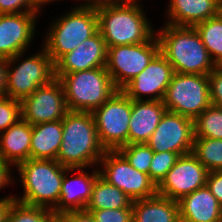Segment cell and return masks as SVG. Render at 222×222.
Returning a JSON list of instances; mask_svg holds the SVG:
<instances>
[{
    "label": "cell",
    "mask_w": 222,
    "mask_h": 222,
    "mask_svg": "<svg viewBox=\"0 0 222 222\" xmlns=\"http://www.w3.org/2000/svg\"><path fill=\"white\" fill-rule=\"evenodd\" d=\"M62 142L57 162L67 168L97 166L105 153L92 112L68 111L62 119Z\"/></svg>",
    "instance_id": "obj_1"
},
{
    "label": "cell",
    "mask_w": 222,
    "mask_h": 222,
    "mask_svg": "<svg viewBox=\"0 0 222 222\" xmlns=\"http://www.w3.org/2000/svg\"><path fill=\"white\" fill-rule=\"evenodd\" d=\"M162 28L156 32L160 53L174 72L208 75L217 67L194 27L165 23Z\"/></svg>",
    "instance_id": "obj_2"
},
{
    "label": "cell",
    "mask_w": 222,
    "mask_h": 222,
    "mask_svg": "<svg viewBox=\"0 0 222 222\" xmlns=\"http://www.w3.org/2000/svg\"><path fill=\"white\" fill-rule=\"evenodd\" d=\"M139 2L115 1L96 8L98 31L107 47L141 44L156 33Z\"/></svg>",
    "instance_id": "obj_3"
},
{
    "label": "cell",
    "mask_w": 222,
    "mask_h": 222,
    "mask_svg": "<svg viewBox=\"0 0 222 222\" xmlns=\"http://www.w3.org/2000/svg\"><path fill=\"white\" fill-rule=\"evenodd\" d=\"M24 188L14 199L31 206L54 209L59 202L62 180L67 167L56 160L28 159L16 165Z\"/></svg>",
    "instance_id": "obj_4"
},
{
    "label": "cell",
    "mask_w": 222,
    "mask_h": 222,
    "mask_svg": "<svg viewBox=\"0 0 222 222\" xmlns=\"http://www.w3.org/2000/svg\"><path fill=\"white\" fill-rule=\"evenodd\" d=\"M64 89L68 111L93 112L118 89L106 67L55 75Z\"/></svg>",
    "instance_id": "obj_5"
},
{
    "label": "cell",
    "mask_w": 222,
    "mask_h": 222,
    "mask_svg": "<svg viewBox=\"0 0 222 222\" xmlns=\"http://www.w3.org/2000/svg\"><path fill=\"white\" fill-rule=\"evenodd\" d=\"M62 15L51 23L43 45L54 64L98 32L96 8L75 7Z\"/></svg>",
    "instance_id": "obj_6"
},
{
    "label": "cell",
    "mask_w": 222,
    "mask_h": 222,
    "mask_svg": "<svg viewBox=\"0 0 222 222\" xmlns=\"http://www.w3.org/2000/svg\"><path fill=\"white\" fill-rule=\"evenodd\" d=\"M163 103L167 111L195 120L211 105L207 75L174 72Z\"/></svg>",
    "instance_id": "obj_7"
},
{
    "label": "cell",
    "mask_w": 222,
    "mask_h": 222,
    "mask_svg": "<svg viewBox=\"0 0 222 222\" xmlns=\"http://www.w3.org/2000/svg\"><path fill=\"white\" fill-rule=\"evenodd\" d=\"M23 54L9 58L7 76V97L19 101L30 96L38 87L47 85L55 79V65L43 47L39 53L31 55L22 60L20 64L15 65L19 59L21 60Z\"/></svg>",
    "instance_id": "obj_8"
},
{
    "label": "cell",
    "mask_w": 222,
    "mask_h": 222,
    "mask_svg": "<svg viewBox=\"0 0 222 222\" xmlns=\"http://www.w3.org/2000/svg\"><path fill=\"white\" fill-rule=\"evenodd\" d=\"M132 99L117 90L92 114L101 145L105 150H118L128 145Z\"/></svg>",
    "instance_id": "obj_9"
},
{
    "label": "cell",
    "mask_w": 222,
    "mask_h": 222,
    "mask_svg": "<svg viewBox=\"0 0 222 222\" xmlns=\"http://www.w3.org/2000/svg\"><path fill=\"white\" fill-rule=\"evenodd\" d=\"M155 36L141 44L107 47L106 70L118 90L139 75L160 52Z\"/></svg>",
    "instance_id": "obj_10"
},
{
    "label": "cell",
    "mask_w": 222,
    "mask_h": 222,
    "mask_svg": "<svg viewBox=\"0 0 222 222\" xmlns=\"http://www.w3.org/2000/svg\"><path fill=\"white\" fill-rule=\"evenodd\" d=\"M103 166L100 176L122 190L132 201L153 197L157 186L148 174L133 168L118 150H106L99 161Z\"/></svg>",
    "instance_id": "obj_11"
},
{
    "label": "cell",
    "mask_w": 222,
    "mask_h": 222,
    "mask_svg": "<svg viewBox=\"0 0 222 222\" xmlns=\"http://www.w3.org/2000/svg\"><path fill=\"white\" fill-rule=\"evenodd\" d=\"M194 120L166 111L146 144L153 152L189 154L194 148Z\"/></svg>",
    "instance_id": "obj_12"
},
{
    "label": "cell",
    "mask_w": 222,
    "mask_h": 222,
    "mask_svg": "<svg viewBox=\"0 0 222 222\" xmlns=\"http://www.w3.org/2000/svg\"><path fill=\"white\" fill-rule=\"evenodd\" d=\"M67 112L64 89L57 78L21 101L22 119L31 125L62 120Z\"/></svg>",
    "instance_id": "obj_13"
},
{
    "label": "cell",
    "mask_w": 222,
    "mask_h": 222,
    "mask_svg": "<svg viewBox=\"0 0 222 222\" xmlns=\"http://www.w3.org/2000/svg\"><path fill=\"white\" fill-rule=\"evenodd\" d=\"M208 172L192 152L182 155L157 185V194L178 201L206 186Z\"/></svg>",
    "instance_id": "obj_14"
},
{
    "label": "cell",
    "mask_w": 222,
    "mask_h": 222,
    "mask_svg": "<svg viewBox=\"0 0 222 222\" xmlns=\"http://www.w3.org/2000/svg\"><path fill=\"white\" fill-rule=\"evenodd\" d=\"M173 74L172 65L159 52L146 68L121 90L132 100L142 101L145 100L142 96L148 95L146 100L163 101Z\"/></svg>",
    "instance_id": "obj_15"
},
{
    "label": "cell",
    "mask_w": 222,
    "mask_h": 222,
    "mask_svg": "<svg viewBox=\"0 0 222 222\" xmlns=\"http://www.w3.org/2000/svg\"><path fill=\"white\" fill-rule=\"evenodd\" d=\"M40 12L0 14V57L25 53L35 34Z\"/></svg>",
    "instance_id": "obj_16"
},
{
    "label": "cell",
    "mask_w": 222,
    "mask_h": 222,
    "mask_svg": "<svg viewBox=\"0 0 222 222\" xmlns=\"http://www.w3.org/2000/svg\"><path fill=\"white\" fill-rule=\"evenodd\" d=\"M107 46L98 31L74 50L63 55L55 65V75L106 67Z\"/></svg>",
    "instance_id": "obj_17"
},
{
    "label": "cell",
    "mask_w": 222,
    "mask_h": 222,
    "mask_svg": "<svg viewBox=\"0 0 222 222\" xmlns=\"http://www.w3.org/2000/svg\"><path fill=\"white\" fill-rule=\"evenodd\" d=\"M84 168H79L75 178H69L67 173L78 170V168H67L62 180L61 193L58 205L53 209L54 212H67L84 210L87 206L93 185L96 178L100 175L98 168L92 174L84 173Z\"/></svg>",
    "instance_id": "obj_18"
},
{
    "label": "cell",
    "mask_w": 222,
    "mask_h": 222,
    "mask_svg": "<svg viewBox=\"0 0 222 222\" xmlns=\"http://www.w3.org/2000/svg\"><path fill=\"white\" fill-rule=\"evenodd\" d=\"M166 111L163 101L132 100L128 144L146 143Z\"/></svg>",
    "instance_id": "obj_19"
},
{
    "label": "cell",
    "mask_w": 222,
    "mask_h": 222,
    "mask_svg": "<svg viewBox=\"0 0 222 222\" xmlns=\"http://www.w3.org/2000/svg\"><path fill=\"white\" fill-rule=\"evenodd\" d=\"M181 222H222V206L207 186L178 200Z\"/></svg>",
    "instance_id": "obj_20"
},
{
    "label": "cell",
    "mask_w": 222,
    "mask_h": 222,
    "mask_svg": "<svg viewBox=\"0 0 222 222\" xmlns=\"http://www.w3.org/2000/svg\"><path fill=\"white\" fill-rule=\"evenodd\" d=\"M219 0H170L166 23L174 26L194 27L217 16Z\"/></svg>",
    "instance_id": "obj_21"
},
{
    "label": "cell",
    "mask_w": 222,
    "mask_h": 222,
    "mask_svg": "<svg viewBox=\"0 0 222 222\" xmlns=\"http://www.w3.org/2000/svg\"><path fill=\"white\" fill-rule=\"evenodd\" d=\"M32 125L22 118L0 133V157L10 166L30 159Z\"/></svg>",
    "instance_id": "obj_22"
},
{
    "label": "cell",
    "mask_w": 222,
    "mask_h": 222,
    "mask_svg": "<svg viewBox=\"0 0 222 222\" xmlns=\"http://www.w3.org/2000/svg\"><path fill=\"white\" fill-rule=\"evenodd\" d=\"M133 222H181L178 201L156 194L132 202Z\"/></svg>",
    "instance_id": "obj_23"
},
{
    "label": "cell",
    "mask_w": 222,
    "mask_h": 222,
    "mask_svg": "<svg viewBox=\"0 0 222 222\" xmlns=\"http://www.w3.org/2000/svg\"><path fill=\"white\" fill-rule=\"evenodd\" d=\"M62 135V120L32 125L30 158L57 160Z\"/></svg>",
    "instance_id": "obj_24"
},
{
    "label": "cell",
    "mask_w": 222,
    "mask_h": 222,
    "mask_svg": "<svg viewBox=\"0 0 222 222\" xmlns=\"http://www.w3.org/2000/svg\"><path fill=\"white\" fill-rule=\"evenodd\" d=\"M132 202L122 190L108 183L99 175L96 178L90 200L84 210L129 208Z\"/></svg>",
    "instance_id": "obj_25"
},
{
    "label": "cell",
    "mask_w": 222,
    "mask_h": 222,
    "mask_svg": "<svg viewBox=\"0 0 222 222\" xmlns=\"http://www.w3.org/2000/svg\"><path fill=\"white\" fill-rule=\"evenodd\" d=\"M210 57L217 66H222V20L217 15L194 26Z\"/></svg>",
    "instance_id": "obj_26"
},
{
    "label": "cell",
    "mask_w": 222,
    "mask_h": 222,
    "mask_svg": "<svg viewBox=\"0 0 222 222\" xmlns=\"http://www.w3.org/2000/svg\"><path fill=\"white\" fill-rule=\"evenodd\" d=\"M192 153L209 171H222V139L194 138Z\"/></svg>",
    "instance_id": "obj_27"
},
{
    "label": "cell",
    "mask_w": 222,
    "mask_h": 222,
    "mask_svg": "<svg viewBox=\"0 0 222 222\" xmlns=\"http://www.w3.org/2000/svg\"><path fill=\"white\" fill-rule=\"evenodd\" d=\"M194 137L222 139V108L211 104L194 120Z\"/></svg>",
    "instance_id": "obj_28"
},
{
    "label": "cell",
    "mask_w": 222,
    "mask_h": 222,
    "mask_svg": "<svg viewBox=\"0 0 222 222\" xmlns=\"http://www.w3.org/2000/svg\"><path fill=\"white\" fill-rule=\"evenodd\" d=\"M118 151L126 158L129 164L139 172L148 174L154 152L146 143H134L120 147Z\"/></svg>",
    "instance_id": "obj_29"
},
{
    "label": "cell",
    "mask_w": 222,
    "mask_h": 222,
    "mask_svg": "<svg viewBox=\"0 0 222 222\" xmlns=\"http://www.w3.org/2000/svg\"><path fill=\"white\" fill-rule=\"evenodd\" d=\"M48 209L40 206H31L15 200L7 222H48Z\"/></svg>",
    "instance_id": "obj_30"
},
{
    "label": "cell",
    "mask_w": 222,
    "mask_h": 222,
    "mask_svg": "<svg viewBox=\"0 0 222 222\" xmlns=\"http://www.w3.org/2000/svg\"><path fill=\"white\" fill-rule=\"evenodd\" d=\"M180 155L176 152H154L150 166V179L157 186L175 165Z\"/></svg>",
    "instance_id": "obj_31"
},
{
    "label": "cell",
    "mask_w": 222,
    "mask_h": 222,
    "mask_svg": "<svg viewBox=\"0 0 222 222\" xmlns=\"http://www.w3.org/2000/svg\"><path fill=\"white\" fill-rule=\"evenodd\" d=\"M22 118L21 101L10 97L0 99V133Z\"/></svg>",
    "instance_id": "obj_32"
},
{
    "label": "cell",
    "mask_w": 222,
    "mask_h": 222,
    "mask_svg": "<svg viewBox=\"0 0 222 222\" xmlns=\"http://www.w3.org/2000/svg\"><path fill=\"white\" fill-rule=\"evenodd\" d=\"M90 212L95 222H133L132 205L122 209L85 210Z\"/></svg>",
    "instance_id": "obj_33"
},
{
    "label": "cell",
    "mask_w": 222,
    "mask_h": 222,
    "mask_svg": "<svg viewBox=\"0 0 222 222\" xmlns=\"http://www.w3.org/2000/svg\"><path fill=\"white\" fill-rule=\"evenodd\" d=\"M211 104L222 108V66H217L208 75Z\"/></svg>",
    "instance_id": "obj_34"
},
{
    "label": "cell",
    "mask_w": 222,
    "mask_h": 222,
    "mask_svg": "<svg viewBox=\"0 0 222 222\" xmlns=\"http://www.w3.org/2000/svg\"><path fill=\"white\" fill-rule=\"evenodd\" d=\"M24 12L39 11L35 8L33 0H0V14Z\"/></svg>",
    "instance_id": "obj_35"
},
{
    "label": "cell",
    "mask_w": 222,
    "mask_h": 222,
    "mask_svg": "<svg viewBox=\"0 0 222 222\" xmlns=\"http://www.w3.org/2000/svg\"><path fill=\"white\" fill-rule=\"evenodd\" d=\"M206 186L222 206V171L208 172Z\"/></svg>",
    "instance_id": "obj_36"
},
{
    "label": "cell",
    "mask_w": 222,
    "mask_h": 222,
    "mask_svg": "<svg viewBox=\"0 0 222 222\" xmlns=\"http://www.w3.org/2000/svg\"><path fill=\"white\" fill-rule=\"evenodd\" d=\"M9 58L0 57V99L6 97Z\"/></svg>",
    "instance_id": "obj_37"
},
{
    "label": "cell",
    "mask_w": 222,
    "mask_h": 222,
    "mask_svg": "<svg viewBox=\"0 0 222 222\" xmlns=\"http://www.w3.org/2000/svg\"><path fill=\"white\" fill-rule=\"evenodd\" d=\"M11 167L0 157V189L5 188L4 186L10 184L14 179V177H11Z\"/></svg>",
    "instance_id": "obj_38"
},
{
    "label": "cell",
    "mask_w": 222,
    "mask_h": 222,
    "mask_svg": "<svg viewBox=\"0 0 222 222\" xmlns=\"http://www.w3.org/2000/svg\"><path fill=\"white\" fill-rule=\"evenodd\" d=\"M15 201L14 196L0 198V222H7L11 206Z\"/></svg>",
    "instance_id": "obj_39"
},
{
    "label": "cell",
    "mask_w": 222,
    "mask_h": 222,
    "mask_svg": "<svg viewBox=\"0 0 222 222\" xmlns=\"http://www.w3.org/2000/svg\"><path fill=\"white\" fill-rule=\"evenodd\" d=\"M69 222H95L90 212L85 210L69 211Z\"/></svg>",
    "instance_id": "obj_40"
},
{
    "label": "cell",
    "mask_w": 222,
    "mask_h": 222,
    "mask_svg": "<svg viewBox=\"0 0 222 222\" xmlns=\"http://www.w3.org/2000/svg\"><path fill=\"white\" fill-rule=\"evenodd\" d=\"M48 222H69V211L67 212H49Z\"/></svg>",
    "instance_id": "obj_41"
},
{
    "label": "cell",
    "mask_w": 222,
    "mask_h": 222,
    "mask_svg": "<svg viewBox=\"0 0 222 222\" xmlns=\"http://www.w3.org/2000/svg\"><path fill=\"white\" fill-rule=\"evenodd\" d=\"M79 1V0H78ZM117 0H83V2L80 6H76V7H85V8H98L101 6H105L107 4H110L112 2H115Z\"/></svg>",
    "instance_id": "obj_42"
},
{
    "label": "cell",
    "mask_w": 222,
    "mask_h": 222,
    "mask_svg": "<svg viewBox=\"0 0 222 222\" xmlns=\"http://www.w3.org/2000/svg\"><path fill=\"white\" fill-rule=\"evenodd\" d=\"M52 1H56V0H33L34 2V6L38 11H41L40 7H42L43 5H45L46 3L48 4L49 2L51 3ZM58 1V0H57Z\"/></svg>",
    "instance_id": "obj_43"
},
{
    "label": "cell",
    "mask_w": 222,
    "mask_h": 222,
    "mask_svg": "<svg viewBox=\"0 0 222 222\" xmlns=\"http://www.w3.org/2000/svg\"><path fill=\"white\" fill-rule=\"evenodd\" d=\"M217 15L220 17L222 20V0H219L218 2V10H217Z\"/></svg>",
    "instance_id": "obj_44"
},
{
    "label": "cell",
    "mask_w": 222,
    "mask_h": 222,
    "mask_svg": "<svg viewBox=\"0 0 222 222\" xmlns=\"http://www.w3.org/2000/svg\"><path fill=\"white\" fill-rule=\"evenodd\" d=\"M117 1H129V2H139V0H117Z\"/></svg>",
    "instance_id": "obj_45"
}]
</instances>
